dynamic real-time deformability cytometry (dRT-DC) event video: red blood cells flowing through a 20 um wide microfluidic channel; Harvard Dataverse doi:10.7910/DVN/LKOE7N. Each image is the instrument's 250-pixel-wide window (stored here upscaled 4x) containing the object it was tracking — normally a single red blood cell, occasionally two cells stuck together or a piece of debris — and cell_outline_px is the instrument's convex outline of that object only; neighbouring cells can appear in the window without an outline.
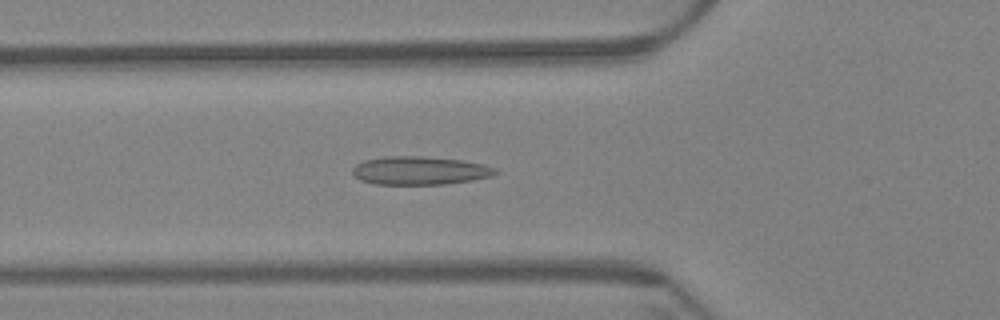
{"species": "Egyptian fruit bat (a non-hibernating species)", "species_latin": "Rousettus aegyptiacus", "temperature_condition": "warm", "stored_images_in_passage": 47, "camera_frame_rate_fps": 3000, "um_per_image_px": 0.085, "animal": {"sex": "female"}, "frame": {"image": 1, "passage_image": 13, "time_ms": 4.0, "image_size_px": [1000, 320], "cell_outline_px": [[500, 172], [492, 176], [472, 180], [444, 184], [376, 184], [360, 180], [352, 172], [352, 168], [356, 164], [364, 160], [384, 156], [420, 156], [460, 160], [484, 164], [496, 168]], "centroid_in_image_um": [35.69, 14.49], "position_along_channel_um": 90.1, "area_um2": 23.58}}
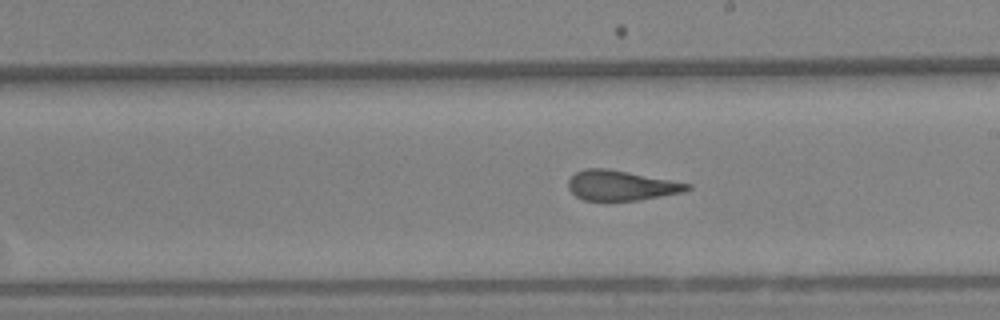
{"frame": {"image": 2, "passage_image": 26, "time_ms": 8.333, "image_size_px": [1000, 320], "cell_outline_px": [[692, 188], [680, 192], [640, 200], [584, 200], [576, 196], [568, 188], [568, 180], [576, 172], [584, 168], [608, 168], [692, 184]], "centroid_in_image_um": [52.77, 15.75], "position_along_channel_um": 236.2, "area_um2": 20.63}}
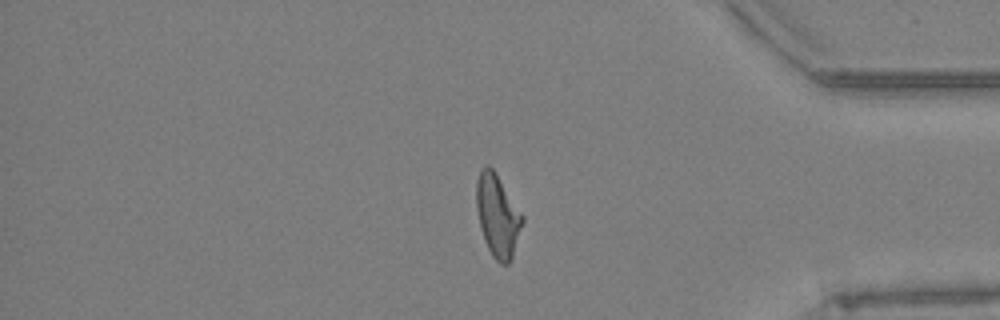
{"frame": {"image": 3, "passage_image": 42, "time_ms": 13.667, "image_size_px": [1000, 320], "cell_outline_px": [[524, 220], [512, 256], [508, 264], [500, 264], [492, 256], [484, 240], [480, 228], [476, 208], [476, 180], [480, 168], [484, 164], [488, 164], [496, 172], [524, 216]], "centroid_in_image_um": [42.27, 18.28], "position_along_channel_um": 392.9, "area_um2": 22.31}}